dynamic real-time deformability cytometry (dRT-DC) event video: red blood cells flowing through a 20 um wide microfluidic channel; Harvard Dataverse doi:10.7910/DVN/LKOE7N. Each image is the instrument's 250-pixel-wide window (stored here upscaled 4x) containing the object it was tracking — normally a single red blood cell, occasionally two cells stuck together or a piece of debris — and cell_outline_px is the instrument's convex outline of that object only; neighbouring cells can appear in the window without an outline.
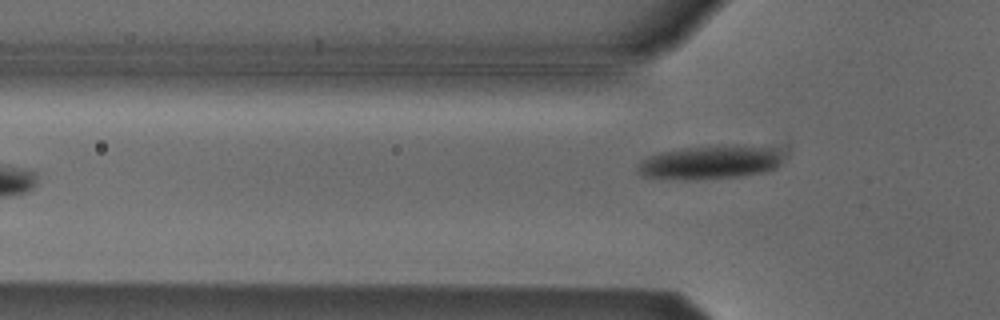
{"species": "Egyptian fruit bat (a non-hibernating species)", "species_latin": "Rousettus aegyptiacus", "temperature_condition": "cold", "stored_images_in_passage": 6, "camera_frame_rate_fps": 3000, "um_per_image_px": 0.085, "animal": {"sex": "male"}, "frame": {"image": 1, "passage_image": 6, "time_ms": 1.667, "image_size_px": [1000, 320], "cell_outline_px": [[780, 160], [776, 168], [760, 172], [736, 176], [684, 180], [640, 176], [636, 172], [636, 164], [640, 160], [660, 152], [684, 148], [768, 148], [776, 152], [780, 156]], "centroid_in_image_um": [60.13, 13.86], "position_along_channel_um": 65.7, "area_um2": 26.88}}